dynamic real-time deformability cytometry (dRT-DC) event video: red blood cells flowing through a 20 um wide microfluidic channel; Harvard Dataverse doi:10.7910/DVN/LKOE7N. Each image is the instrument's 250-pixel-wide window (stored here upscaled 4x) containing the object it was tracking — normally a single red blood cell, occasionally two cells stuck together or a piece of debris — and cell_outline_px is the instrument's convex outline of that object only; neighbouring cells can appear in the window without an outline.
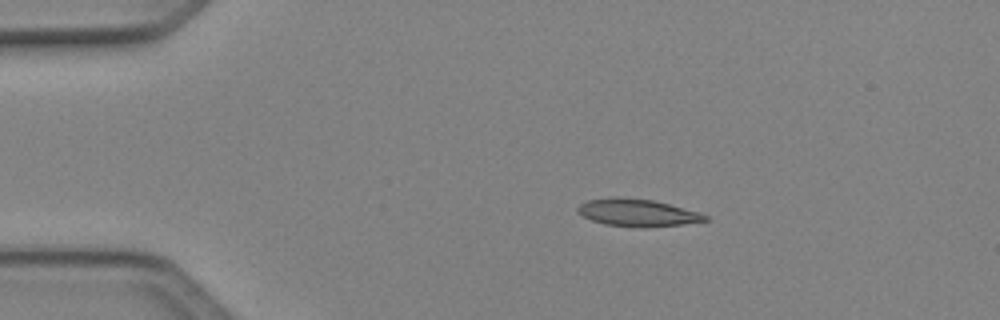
{"species": "Egyptian fruit bat (a non-hibernating species)", "species_latin": "Rousettus aegyptiacus", "temperature_condition": "cold", "stored_images_in_passage": 41, "camera_frame_rate_fps": 3000, "um_per_image_px": 0.085, "animal": {"sex": "female"}, "frame": {"image": 1, "passage_image": 1, "time_ms": 0.0, "image_size_px": [1000, 320], "cell_outline_px": [[708, 220], [680, 224], [644, 228], [640, 228], [604, 224], [592, 220], [576, 212], [576, 208], [580, 204], [588, 200], [612, 196], [620, 196], [652, 200], [700, 212], [708, 216]], "centroid_in_image_um": [54.14, 18.07], "position_along_channel_um": 30.9, "area_um2": 20.4}}
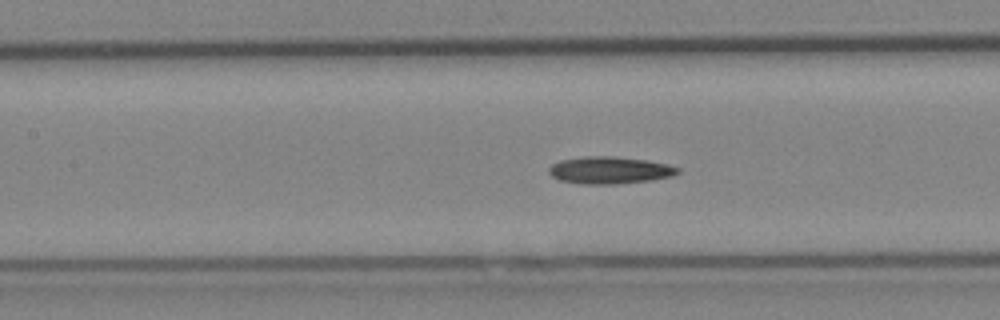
{"frame": {"image": 2, "passage_image": 14, "time_ms": 4.333, "image_size_px": [1000, 320], "cell_outline_px": [[680, 172], [672, 176], [652, 180], [620, 184], [580, 184], [560, 180], [552, 176], [548, 172], [548, 168], [552, 164], [560, 160], [584, 156], [612, 156], [648, 160], [668, 164], [680, 168]], "centroid_in_image_um": [51.83, 14.47], "position_along_channel_um": 155.6, "area_um2": 20.63}}
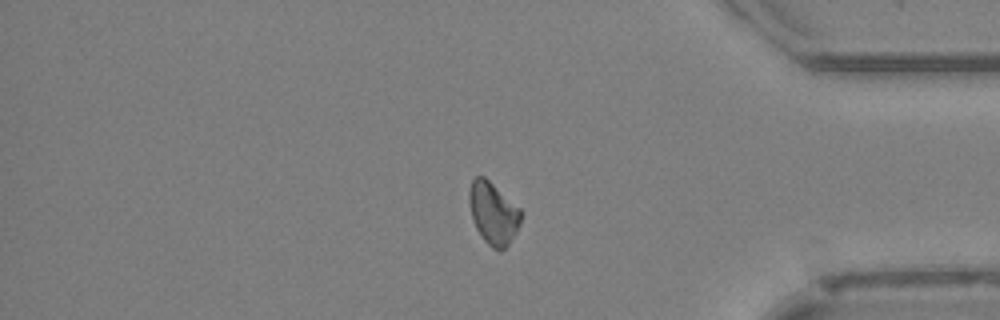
{"frame": {"image": 3, "passage_image": 33, "time_ms": 10.667, "image_size_px": [1000, 320], "cell_outline_px": [[520, 224], [516, 232], [508, 244], [504, 248], [492, 248], [484, 240], [476, 228], [472, 220], [468, 200], [468, 192], [472, 180], [476, 176], [484, 176], [520, 208]], "centroid_in_image_um": [41.89, 18.09], "position_along_channel_um": 393.3, "area_um2": 18.5}}